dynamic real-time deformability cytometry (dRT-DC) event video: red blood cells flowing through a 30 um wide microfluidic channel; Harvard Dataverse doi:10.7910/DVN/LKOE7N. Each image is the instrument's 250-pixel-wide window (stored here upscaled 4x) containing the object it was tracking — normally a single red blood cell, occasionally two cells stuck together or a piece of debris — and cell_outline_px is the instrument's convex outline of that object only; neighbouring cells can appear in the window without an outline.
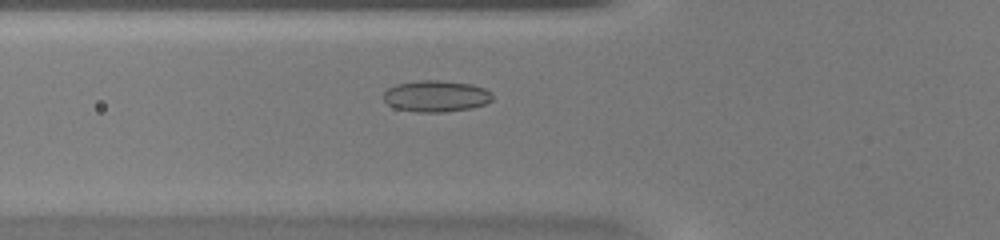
{"species": "common noctule bat (a hibernating species)", "species_latin": "Nyctalus noctula", "temperature_condition": "warm", "stored_images_in_passage": 35, "camera_frame_rate_fps": 3000, "um_per_image_px": 0.085, "animal": {"sex": "female", "body_mass_g": 20.0, "forearm_length_mm": 54.0}, "frame": {"image": 1, "passage_image": 4, "time_ms": 1.0, "image_size_px": [1000, 240], "cell_outline_px": [[492, 100], [484, 104], [472, 108], [444, 112], [416, 112], [396, 108], [388, 104], [384, 100], [384, 92], [388, 88], [396, 84], [416, 80], [440, 80], [472, 84], [484, 88], [492, 92]], "centroid_in_image_um": [37.07, 8.16], "position_along_channel_um": 88.7, "area_um2": 20.06}}
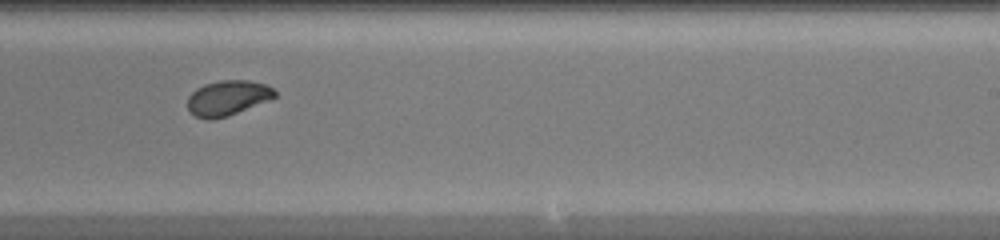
{"frame": {"image": 2, "passage_image": 17, "time_ms": 5.333, "image_size_px": [1000, 240], "cell_outline_px": [[276, 96], [272, 100], [228, 116], [212, 120], [208, 120], [196, 116], [188, 108], [188, 96], [196, 88], [204, 84], [220, 80], [248, 80], [264, 84], [272, 88], [276, 92]], "centroid_in_image_um": [19.37, 8.33], "position_along_channel_um": 269.6, "area_um2": 17.98}}
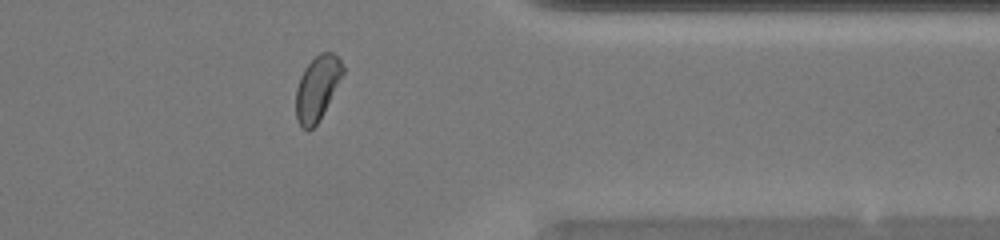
{"frame": {"image": 3, "passage_image": 26, "time_ms": 8.333, "image_size_px": [1000, 240], "cell_outline_px": [[344, 72], [316, 124], [308, 132], [296, 120], [296, 88], [300, 76], [304, 68], [320, 52], [332, 52], [340, 60], [344, 68]], "centroid_in_image_um": [26.93, 7.47], "position_along_channel_um": 384.5, "area_um2": 17.17}, "authors_computed_cell_mechanics": {"area_um2": 18.0914, "velocity_mm_per_s": 4.1737, "shape_relaxation_time_tau1_ms": 7.1375, "shape_relaxation_time_tau2_ms": null, "deformation_change_tau1": 0.2, "deformation_change_tau2": null}}